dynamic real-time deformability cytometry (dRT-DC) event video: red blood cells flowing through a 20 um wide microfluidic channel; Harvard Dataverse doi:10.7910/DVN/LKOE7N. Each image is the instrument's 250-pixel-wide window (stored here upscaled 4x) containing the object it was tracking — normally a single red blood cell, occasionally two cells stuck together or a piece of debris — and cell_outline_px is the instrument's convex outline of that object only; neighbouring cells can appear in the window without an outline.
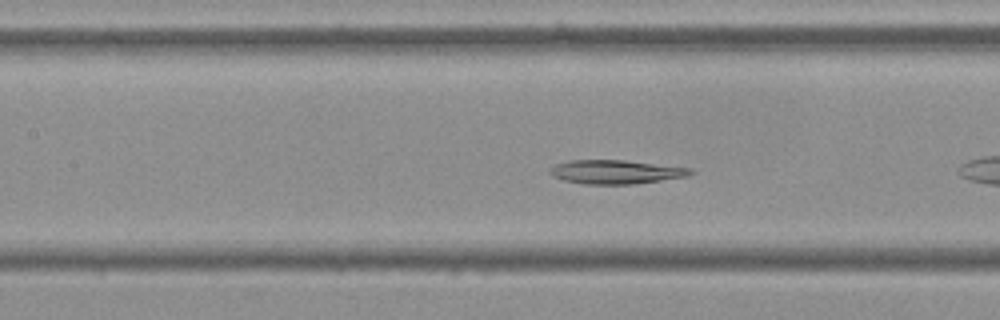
{"species": "Egyptian fruit bat (a non-hibernating species)", "species_latin": "Rousettus aegyptiacus", "temperature_condition": "cold", "stored_images_in_passage": 40, "camera_frame_rate_fps": 3000, "um_per_image_px": 0.085, "frame": {"image": 1, "passage_image": 8, "time_ms": 2.333, "image_size_px": [1000, 320], "cell_outline_px": [[696, 172], [688, 176], [632, 184], [584, 184], [564, 180], [552, 176], [548, 172], [556, 164], [568, 160], [624, 160], [692, 168]], "centroid_in_image_um": [52.35, 14.61], "position_along_channel_um": 155.0, "area_um2": 19.48}}
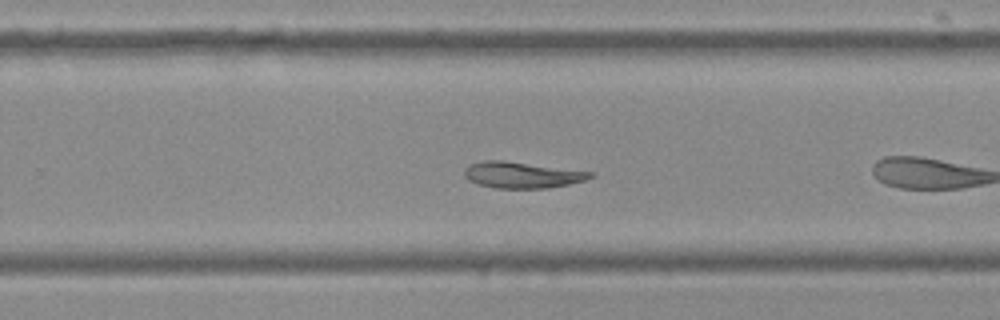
{"frame": {"image": 2, "passage_image": 19, "time_ms": 6.0, "image_size_px": [1000, 320], "cell_outline_px": [[596, 176], [584, 180], [568, 184], [548, 188], [496, 188], [476, 184], [468, 180], [464, 176], [464, 168], [468, 164], [484, 160], [500, 160], [592, 172]], "centroid_in_image_um": [44.3, 14.87], "position_along_channel_um": 285.5, "area_um2": 19.13}}
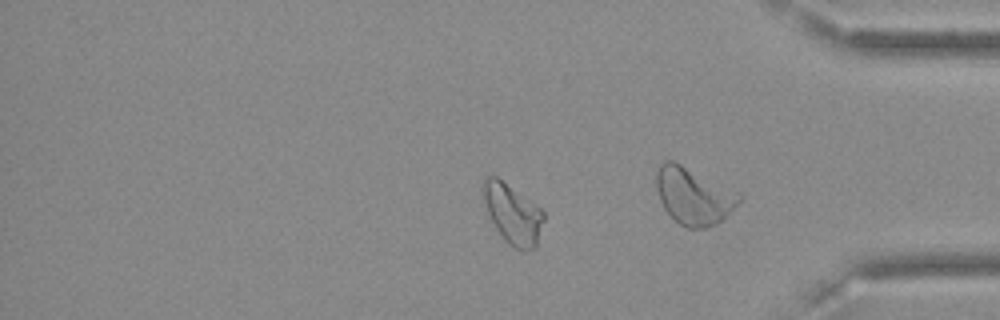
{"frame": {"image": 3, "passage_image": 30, "time_ms": 9.667, "image_size_px": [1000, 320], "cell_outline_px": [[544, 220], [536, 248], [512, 248], [504, 240], [496, 228], [488, 212], [480, 192], [480, 184], [484, 176], [496, 176], [536, 204], [544, 212]], "centroid_in_image_um": [43.54, 18.13], "position_along_channel_um": 391.7, "area_um2": 21.15}}